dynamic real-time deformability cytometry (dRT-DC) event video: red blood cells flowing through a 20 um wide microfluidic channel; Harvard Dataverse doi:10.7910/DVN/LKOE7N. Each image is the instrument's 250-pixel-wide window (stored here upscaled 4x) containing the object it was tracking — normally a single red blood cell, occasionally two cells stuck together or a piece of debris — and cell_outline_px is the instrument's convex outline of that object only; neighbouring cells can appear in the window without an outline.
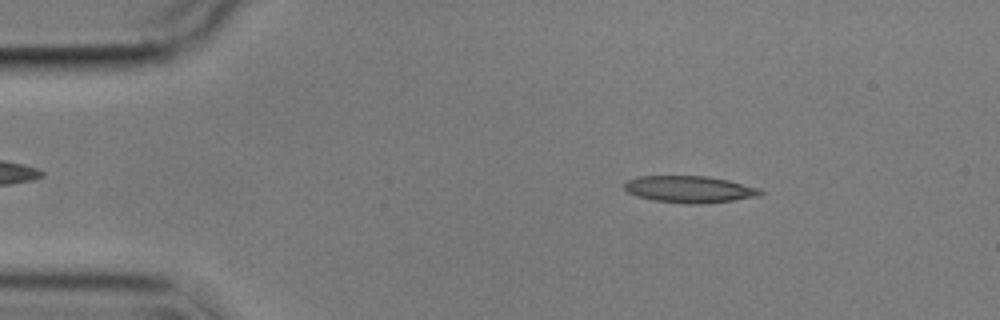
{"species": "common noctule bat (a hibernating species)", "species_latin": "Nyctalus noctula", "temperature_condition": "cold", "stored_images_in_passage": 4, "camera_frame_rate_fps": 3000, "um_per_image_px": 0.085, "animal": {"sex": "male", "body_mass_g": 17.9}, "frame": {"image": 1, "passage_image": 2, "time_ms": 1.0, "image_size_px": [1000, 320], "cell_outline_px": [[764, 192], [760, 196], [732, 200], [700, 204], [688, 204], [652, 200], [636, 196], [628, 192], [624, 188], [624, 184], [628, 180], [636, 176], [708, 176], [728, 180], [760, 188]], "centroid_in_image_um": [58.61, 16.09], "position_along_channel_um": 26.4, "area_um2": 21.33}}